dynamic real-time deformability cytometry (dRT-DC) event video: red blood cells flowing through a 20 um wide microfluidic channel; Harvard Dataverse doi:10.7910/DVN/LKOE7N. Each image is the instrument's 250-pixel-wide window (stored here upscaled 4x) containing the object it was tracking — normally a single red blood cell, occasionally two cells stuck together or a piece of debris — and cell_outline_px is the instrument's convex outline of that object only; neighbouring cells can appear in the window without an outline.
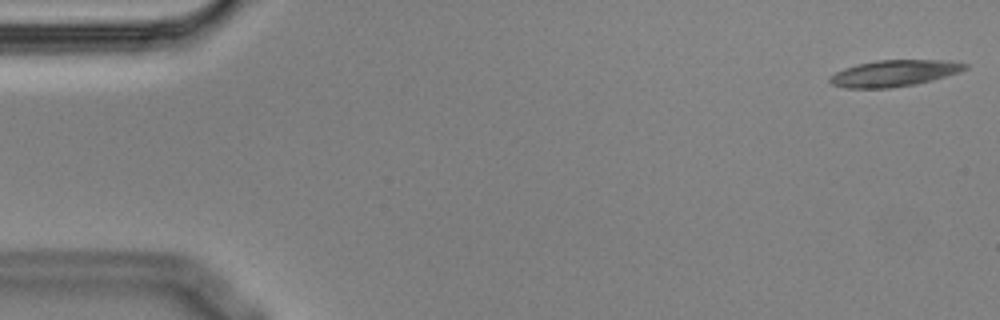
{"species": "Egyptian fruit bat (a non-hibernating species)", "species_latin": "Rousettus aegyptiacus", "temperature_condition": "cold", "stored_images_in_passage": 3, "camera_frame_rate_fps": 3000, "um_per_image_px": 0.085, "animal": {"sex": "male"}, "frame": {"image": 1, "passage_image": 1, "time_ms": 0.0, "image_size_px": [1000, 320], "cell_outline_px": [[968, 68], [960, 72], [932, 80], [916, 84], [892, 88], [844, 88], [832, 84], [828, 80], [828, 76], [844, 68], [856, 64], [876, 60], [944, 60], [968, 64]], "centroid_in_image_um": [75.97, 6.23], "position_along_channel_um": 9.0, "area_um2": 20.92}}